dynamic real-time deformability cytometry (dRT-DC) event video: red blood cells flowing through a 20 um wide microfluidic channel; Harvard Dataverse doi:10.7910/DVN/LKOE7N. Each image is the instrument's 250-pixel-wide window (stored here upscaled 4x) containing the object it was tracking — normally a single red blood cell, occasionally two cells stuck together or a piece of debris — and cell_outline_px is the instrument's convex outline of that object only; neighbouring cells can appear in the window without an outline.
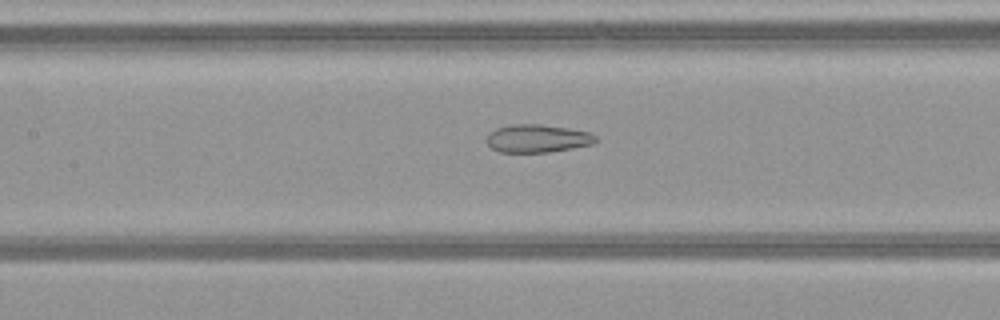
{"species": "common noctule bat (a hibernating species)", "species_latin": "Nyctalus noctula", "temperature_condition": "warm", "stored_images_in_passage": 51, "camera_frame_rate_fps": 3000, "um_per_image_px": 0.085, "animal": {"sex": "female", "body_mass_g": 21.9}, "frame": {"image": 1, "passage_image": 25, "time_ms": 8.0, "image_size_px": [1000, 320], "cell_outline_px": [[596, 140], [592, 144], [572, 148], [548, 152], [500, 152], [492, 148], [484, 140], [484, 136], [488, 132], [496, 128], [512, 124], [540, 124], [568, 128], [592, 132], [596, 136]], "centroid_in_image_um": [45.63, 11.76], "position_along_channel_um": 161.8, "area_um2": 17.98}}
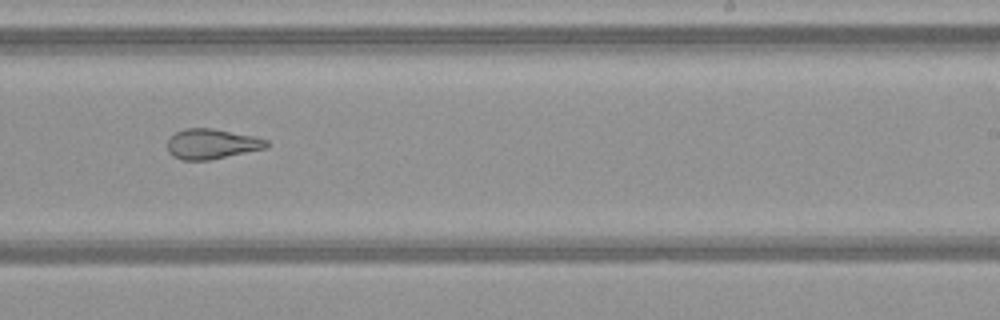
{"frame": {"image": 2, "passage_image": 33, "time_ms": 10.667, "image_size_px": [1000, 320], "cell_outline_px": [[268, 148], [208, 160], [180, 160], [172, 156], [168, 152], [168, 140], [176, 132], [184, 128], [212, 128], [252, 136], [268, 140]], "centroid_in_image_um": [17.98, 12.24], "position_along_channel_um": 271.0, "area_um2": 17.34}}
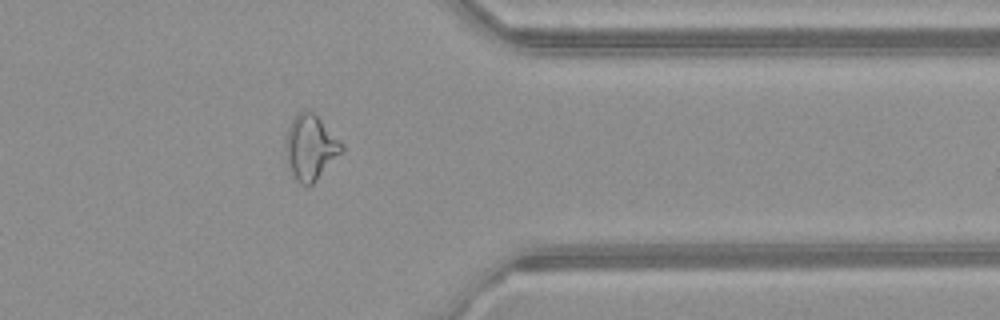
{"frame": {"image": 3, "passage_image": 42, "time_ms": 13.667, "image_size_px": [1000, 320], "cell_outline_px": [[344, 148], [316, 180], [308, 188], [300, 184], [292, 176], [288, 164], [284, 148], [284, 140], [288, 128], [296, 112], [304, 108], [312, 112], [344, 144]], "centroid_in_image_um": [26.33, 12.52], "position_along_channel_um": 385.1, "area_um2": 21.27}, "authors_computed_cell_mechanics": {"area_um2": 22.8888, "velocity_mm_per_s": 4.108, "shape_relaxation_time_tau1_ms": null, "shape_relaxation_time_tau2_ms": 1.9104, "deformation_change_tau1": null, "deformation_change_tau2": 0.1138}}